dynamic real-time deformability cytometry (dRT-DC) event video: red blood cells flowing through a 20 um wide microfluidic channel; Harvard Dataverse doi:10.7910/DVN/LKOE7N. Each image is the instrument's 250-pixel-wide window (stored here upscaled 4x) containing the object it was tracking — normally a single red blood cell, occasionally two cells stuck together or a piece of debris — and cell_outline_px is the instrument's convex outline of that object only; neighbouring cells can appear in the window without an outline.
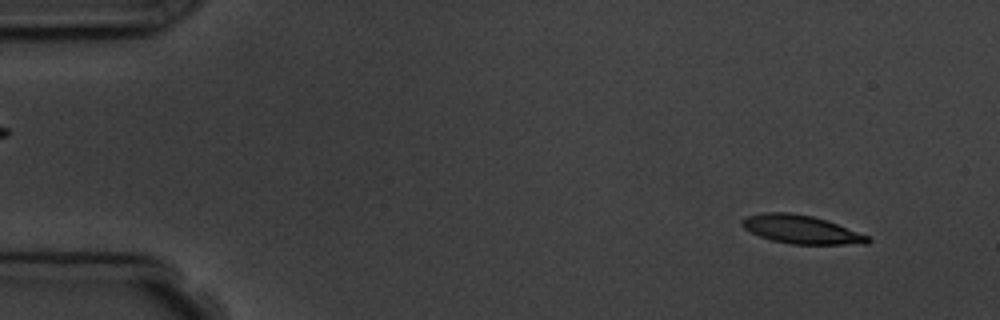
{"species": "common noctule bat (a hibernating species)", "species_latin": "Nyctalus noctula", "temperature_condition": "room temperature", "stored_images_in_passage": 8, "camera_frame_rate_fps": 3000, "um_per_image_px": 0.085, "animal": {"sex": "male", "body_mass_g": 19.5, "forearm_length_mm": 54.6}, "frame": {"image": 1, "passage_image": 1, "time_ms": 0.0, "image_size_px": [1000, 320], "cell_outline_px": [[872, 240], [868, 244], [792, 244], [772, 240], [760, 236], [744, 228], [740, 224], [740, 220], [748, 216], [764, 212], [788, 212], [812, 216], [872, 236]], "centroid_in_image_um": [68.13, 19.51], "position_along_channel_um": 16.9, "area_um2": 20.75}}
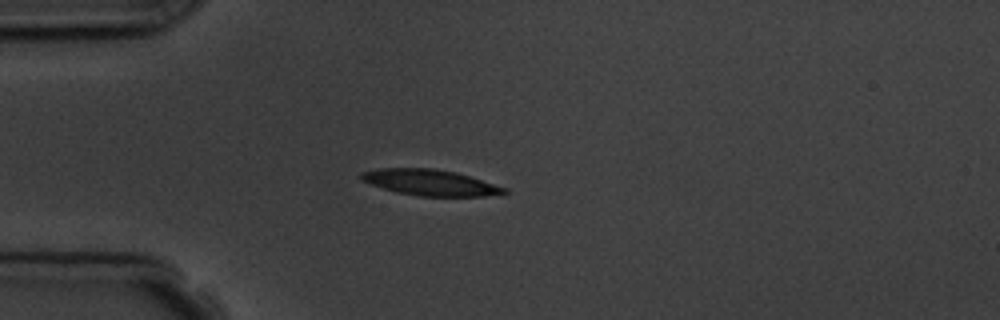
{"frame": {"image": 2, "passage_image": 4, "time_ms": 3.333, "image_size_px": [1000, 320], "cell_outline_px": [[508, 192], [484, 196], [420, 196], [396, 192], [360, 180], [360, 172], [380, 168], [432, 168], [456, 172], [508, 188]], "centroid_in_image_um": [36.55, 15.51], "position_along_channel_um": 48.4, "area_um2": 21.5}}